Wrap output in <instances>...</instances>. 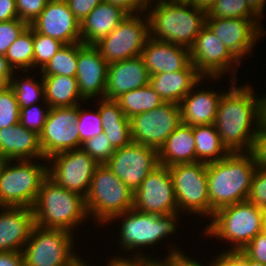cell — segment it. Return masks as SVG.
<instances>
[{"label": "cell", "instance_id": "6da1fadb", "mask_svg": "<svg viewBox=\"0 0 266 266\" xmlns=\"http://www.w3.org/2000/svg\"><path fill=\"white\" fill-rule=\"evenodd\" d=\"M230 82L219 101L214 125L230 153L251 152L259 127V99L250 84Z\"/></svg>", "mask_w": 266, "mask_h": 266}, {"label": "cell", "instance_id": "7a4b0ae2", "mask_svg": "<svg viewBox=\"0 0 266 266\" xmlns=\"http://www.w3.org/2000/svg\"><path fill=\"white\" fill-rule=\"evenodd\" d=\"M146 12L152 39L189 49L205 26L207 15L186 0H150Z\"/></svg>", "mask_w": 266, "mask_h": 266}, {"label": "cell", "instance_id": "3957f363", "mask_svg": "<svg viewBox=\"0 0 266 266\" xmlns=\"http://www.w3.org/2000/svg\"><path fill=\"white\" fill-rule=\"evenodd\" d=\"M256 169L252 152L229 153L207 164L211 217L218 209L247 200Z\"/></svg>", "mask_w": 266, "mask_h": 266}, {"label": "cell", "instance_id": "277c9868", "mask_svg": "<svg viewBox=\"0 0 266 266\" xmlns=\"http://www.w3.org/2000/svg\"><path fill=\"white\" fill-rule=\"evenodd\" d=\"M32 209L35 225L46 229L74 232L89 219L85 197L66 190L48 176L41 183Z\"/></svg>", "mask_w": 266, "mask_h": 266}, {"label": "cell", "instance_id": "5b68a950", "mask_svg": "<svg viewBox=\"0 0 266 266\" xmlns=\"http://www.w3.org/2000/svg\"><path fill=\"white\" fill-rule=\"evenodd\" d=\"M265 219V210L245 200L215 211L203 234L225 240L230 251H238L263 232Z\"/></svg>", "mask_w": 266, "mask_h": 266}, {"label": "cell", "instance_id": "8992f818", "mask_svg": "<svg viewBox=\"0 0 266 266\" xmlns=\"http://www.w3.org/2000/svg\"><path fill=\"white\" fill-rule=\"evenodd\" d=\"M179 214V215H178ZM180 213H171L167 215H156L145 212H138L135 209H130L122 214L114 216L109 222L122 218V226L120 227V248L132 251V257H148L143 252H139L140 248L156 245L165 237L174 234L177 227V222ZM124 218V219H123ZM139 247V249H138ZM138 251V252H133ZM141 253V254H140Z\"/></svg>", "mask_w": 266, "mask_h": 266}, {"label": "cell", "instance_id": "52a82bcc", "mask_svg": "<svg viewBox=\"0 0 266 266\" xmlns=\"http://www.w3.org/2000/svg\"><path fill=\"white\" fill-rule=\"evenodd\" d=\"M133 192L107 167L99 164L85 197L89 216L100 225L133 208Z\"/></svg>", "mask_w": 266, "mask_h": 266}, {"label": "cell", "instance_id": "ba28073f", "mask_svg": "<svg viewBox=\"0 0 266 266\" xmlns=\"http://www.w3.org/2000/svg\"><path fill=\"white\" fill-rule=\"evenodd\" d=\"M32 161L7 160L0 177L1 207H33L48 165L47 160L44 164Z\"/></svg>", "mask_w": 266, "mask_h": 266}, {"label": "cell", "instance_id": "9c48e42d", "mask_svg": "<svg viewBox=\"0 0 266 266\" xmlns=\"http://www.w3.org/2000/svg\"><path fill=\"white\" fill-rule=\"evenodd\" d=\"M74 232L35 225L22 250L26 266H70L79 257L74 251Z\"/></svg>", "mask_w": 266, "mask_h": 266}, {"label": "cell", "instance_id": "30bf717a", "mask_svg": "<svg viewBox=\"0 0 266 266\" xmlns=\"http://www.w3.org/2000/svg\"><path fill=\"white\" fill-rule=\"evenodd\" d=\"M172 177L178 213L211 217L207 183V164L203 162L174 164L168 167Z\"/></svg>", "mask_w": 266, "mask_h": 266}, {"label": "cell", "instance_id": "8fae6325", "mask_svg": "<svg viewBox=\"0 0 266 266\" xmlns=\"http://www.w3.org/2000/svg\"><path fill=\"white\" fill-rule=\"evenodd\" d=\"M144 14H128L112 32L94 44L108 64L141 56L150 37L149 18Z\"/></svg>", "mask_w": 266, "mask_h": 266}, {"label": "cell", "instance_id": "7c38bea8", "mask_svg": "<svg viewBox=\"0 0 266 266\" xmlns=\"http://www.w3.org/2000/svg\"><path fill=\"white\" fill-rule=\"evenodd\" d=\"M190 60L203 78L219 80L222 75L229 72L233 74L231 80L236 82L238 79L236 72L241 62L206 25L201 29L190 48Z\"/></svg>", "mask_w": 266, "mask_h": 266}, {"label": "cell", "instance_id": "4fadbf2b", "mask_svg": "<svg viewBox=\"0 0 266 266\" xmlns=\"http://www.w3.org/2000/svg\"><path fill=\"white\" fill-rule=\"evenodd\" d=\"M47 176L68 191L86 197L99 165L82 149L63 151L47 159ZM51 165V166H50Z\"/></svg>", "mask_w": 266, "mask_h": 266}, {"label": "cell", "instance_id": "5bb4252c", "mask_svg": "<svg viewBox=\"0 0 266 266\" xmlns=\"http://www.w3.org/2000/svg\"><path fill=\"white\" fill-rule=\"evenodd\" d=\"M182 123L180 106L164 102L157 108L130 118L132 142L159 149L167 137Z\"/></svg>", "mask_w": 266, "mask_h": 266}, {"label": "cell", "instance_id": "9a60e30c", "mask_svg": "<svg viewBox=\"0 0 266 266\" xmlns=\"http://www.w3.org/2000/svg\"><path fill=\"white\" fill-rule=\"evenodd\" d=\"M77 117L78 105L50 109L39 134L40 146L45 159L63 151L81 149Z\"/></svg>", "mask_w": 266, "mask_h": 266}, {"label": "cell", "instance_id": "2e32d148", "mask_svg": "<svg viewBox=\"0 0 266 266\" xmlns=\"http://www.w3.org/2000/svg\"><path fill=\"white\" fill-rule=\"evenodd\" d=\"M107 167L133 192L158 165V151L154 148L131 142L118 148L105 163Z\"/></svg>", "mask_w": 266, "mask_h": 266}, {"label": "cell", "instance_id": "e0dca14e", "mask_svg": "<svg viewBox=\"0 0 266 266\" xmlns=\"http://www.w3.org/2000/svg\"><path fill=\"white\" fill-rule=\"evenodd\" d=\"M133 209L156 215L178 213L171 174L167 166L158 165L134 193Z\"/></svg>", "mask_w": 266, "mask_h": 266}, {"label": "cell", "instance_id": "ac0fdd59", "mask_svg": "<svg viewBox=\"0 0 266 266\" xmlns=\"http://www.w3.org/2000/svg\"><path fill=\"white\" fill-rule=\"evenodd\" d=\"M260 18L206 17L205 25L217 36L226 48L241 62L265 35Z\"/></svg>", "mask_w": 266, "mask_h": 266}, {"label": "cell", "instance_id": "d6986e66", "mask_svg": "<svg viewBox=\"0 0 266 266\" xmlns=\"http://www.w3.org/2000/svg\"><path fill=\"white\" fill-rule=\"evenodd\" d=\"M30 26L38 33L58 39L64 44L81 42V23L65 0L48 1Z\"/></svg>", "mask_w": 266, "mask_h": 266}, {"label": "cell", "instance_id": "ffe728a7", "mask_svg": "<svg viewBox=\"0 0 266 266\" xmlns=\"http://www.w3.org/2000/svg\"><path fill=\"white\" fill-rule=\"evenodd\" d=\"M108 63L94 45L78 42L76 79L81 96L87 101L105 98ZM100 95V96H99Z\"/></svg>", "mask_w": 266, "mask_h": 266}, {"label": "cell", "instance_id": "44dd1931", "mask_svg": "<svg viewBox=\"0 0 266 266\" xmlns=\"http://www.w3.org/2000/svg\"><path fill=\"white\" fill-rule=\"evenodd\" d=\"M34 226L32 208L0 206V252H22Z\"/></svg>", "mask_w": 266, "mask_h": 266}, {"label": "cell", "instance_id": "7402d4cb", "mask_svg": "<svg viewBox=\"0 0 266 266\" xmlns=\"http://www.w3.org/2000/svg\"><path fill=\"white\" fill-rule=\"evenodd\" d=\"M141 57L150 75L185 69L190 63V49L151 37L145 43Z\"/></svg>", "mask_w": 266, "mask_h": 266}, {"label": "cell", "instance_id": "603a6c76", "mask_svg": "<svg viewBox=\"0 0 266 266\" xmlns=\"http://www.w3.org/2000/svg\"><path fill=\"white\" fill-rule=\"evenodd\" d=\"M149 81L150 74L141 56L109 63L105 98L116 99L149 84Z\"/></svg>", "mask_w": 266, "mask_h": 266}, {"label": "cell", "instance_id": "cb8c5ba5", "mask_svg": "<svg viewBox=\"0 0 266 266\" xmlns=\"http://www.w3.org/2000/svg\"><path fill=\"white\" fill-rule=\"evenodd\" d=\"M203 79L208 80V78H202L179 103L184 125L197 126L215 123L218 104L225 92L217 91L216 93L210 88L199 90L196 87L199 83L202 84Z\"/></svg>", "mask_w": 266, "mask_h": 266}, {"label": "cell", "instance_id": "d4e9b609", "mask_svg": "<svg viewBox=\"0 0 266 266\" xmlns=\"http://www.w3.org/2000/svg\"><path fill=\"white\" fill-rule=\"evenodd\" d=\"M0 156L7 160H47L43 156L39 135L20 123L0 129Z\"/></svg>", "mask_w": 266, "mask_h": 266}, {"label": "cell", "instance_id": "484cf974", "mask_svg": "<svg viewBox=\"0 0 266 266\" xmlns=\"http://www.w3.org/2000/svg\"><path fill=\"white\" fill-rule=\"evenodd\" d=\"M127 15L119 6L102 1L81 22V42L94 45L112 32Z\"/></svg>", "mask_w": 266, "mask_h": 266}, {"label": "cell", "instance_id": "4316f807", "mask_svg": "<svg viewBox=\"0 0 266 266\" xmlns=\"http://www.w3.org/2000/svg\"><path fill=\"white\" fill-rule=\"evenodd\" d=\"M202 78L190 63L179 71L150 75L149 84L164 102L179 104Z\"/></svg>", "mask_w": 266, "mask_h": 266}, {"label": "cell", "instance_id": "83f0119b", "mask_svg": "<svg viewBox=\"0 0 266 266\" xmlns=\"http://www.w3.org/2000/svg\"><path fill=\"white\" fill-rule=\"evenodd\" d=\"M195 138L193 126L181 123L166 139L158 151L160 165L171 166L195 162Z\"/></svg>", "mask_w": 266, "mask_h": 266}, {"label": "cell", "instance_id": "f1b7e54d", "mask_svg": "<svg viewBox=\"0 0 266 266\" xmlns=\"http://www.w3.org/2000/svg\"><path fill=\"white\" fill-rule=\"evenodd\" d=\"M98 111L103 132L115 149L132 142L130 119L126 117L115 99L100 98Z\"/></svg>", "mask_w": 266, "mask_h": 266}, {"label": "cell", "instance_id": "f546056e", "mask_svg": "<svg viewBox=\"0 0 266 266\" xmlns=\"http://www.w3.org/2000/svg\"><path fill=\"white\" fill-rule=\"evenodd\" d=\"M45 102L50 108L77 106L86 101L80 94L76 77L42 76Z\"/></svg>", "mask_w": 266, "mask_h": 266}, {"label": "cell", "instance_id": "4dcf8cb0", "mask_svg": "<svg viewBox=\"0 0 266 266\" xmlns=\"http://www.w3.org/2000/svg\"><path fill=\"white\" fill-rule=\"evenodd\" d=\"M195 162L212 163L225 158L230 152L222 144L214 124L193 126Z\"/></svg>", "mask_w": 266, "mask_h": 266}, {"label": "cell", "instance_id": "1f68e13d", "mask_svg": "<svg viewBox=\"0 0 266 266\" xmlns=\"http://www.w3.org/2000/svg\"><path fill=\"white\" fill-rule=\"evenodd\" d=\"M115 100L129 119L143 112L153 110L164 103L163 99L150 84L123 93Z\"/></svg>", "mask_w": 266, "mask_h": 266}, {"label": "cell", "instance_id": "d6a6232c", "mask_svg": "<svg viewBox=\"0 0 266 266\" xmlns=\"http://www.w3.org/2000/svg\"><path fill=\"white\" fill-rule=\"evenodd\" d=\"M34 38L33 28L29 25L22 34L10 45L5 58L10 67L16 72L21 70L24 74L33 69Z\"/></svg>", "mask_w": 266, "mask_h": 266}, {"label": "cell", "instance_id": "836d02e7", "mask_svg": "<svg viewBox=\"0 0 266 266\" xmlns=\"http://www.w3.org/2000/svg\"><path fill=\"white\" fill-rule=\"evenodd\" d=\"M78 63V43L65 44L40 70L41 76L75 77Z\"/></svg>", "mask_w": 266, "mask_h": 266}, {"label": "cell", "instance_id": "e575fe53", "mask_svg": "<svg viewBox=\"0 0 266 266\" xmlns=\"http://www.w3.org/2000/svg\"><path fill=\"white\" fill-rule=\"evenodd\" d=\"M17 72H14L11 78L10 86L12 87L16 100L19 104V108H27L31 105L39 103L41 100L45 101L44 83L42 77L40 82L33 80L32 76L26 74V78L19 79L14 77ZM29 77V78H28ZM18 79V80H17ZM40 100V101H39Z\"/></svg>", "mask_w": 266, "mask_h": 266}, {"label": "cell", "instance_id": "d590c367", "mask_svg": "<svg viewBox=\"0 0 266 266\" xmlns=\"http://www.w3.org/2000/svg\"><path fill=\"white\" fill-rule=\"evenodd\" d=\"M206 14L216 18H260L246 0H216Z\"/></svg>", "mask_w": 266, "mask_h": 266}, {"label": "cell", "instance_id": "8d00e7d4", "mask_svg": "<svg viewBox=\"0 0 266 266\" xmlns=\"http://www.w3.org/2000/svg\"><path fill=\"white\" fill-rule=\"evenodd\" d=\"M34 56L33 69L41 70L65 44L60 40L42 35L33 29Z\"/></svg>", "mask_w": 266, "mask_h": 266}, {"label": "cell", "instance_id": "74e56055", "mask_svg": "<svg viewBox=\"0 0 266 266\" xmlns=\"http://www.w3.org/2000/svg\"><path fill=\"white\" fill-rule=\"evenodd\" d=\"M20 108L10 85L0 88V129L19 123Z\"/></svg>", "mask_w": 266, "mask_h": 266}, {"label": "cell", "instance_id": "f35d334b", "mask_svg": "<svg viewBox=\"0 0 266 266\" xmlns=\"http://www.w3.org/2000/svg\"><path fill=\"white\" fill-rule=\"evenodd\" d=\"M78 105L77 127L79 129L80 142L94 138L103 132L102 120L98 111L86 110Z\"/></svg>", "mask_w": 266, "mask_h": 266}, {"label": "cell", "instance_id": "ab89813d", "mask_svg": "<svg viewBox=\"0 0 266 266\" xmlns=\"http://www.w3.org/2000/svg\"><path fill=\"white\" fill-rule=\"evenodd\" d=\"M41 103L42 104H34L27 108L20 109L19 116V123L26 129L34 131L38 135L41 133L51 109L45 101H42ZM42 105H44V108Z\"/></svg>", "mask_w": 266, "mask_h": 266}, {"label": "cell", "instance_id": "60d3db41", "mask_svg": "<svg viewBox=\"0 0 266 266\" xmlns=\"http://www.w3.org/2000/svg\"><path fill=\"white\" fill-rule=\"evenodd\" d=\"M81 149L98 164H105L116 150L104 132L86 140L82 143Z\"/></svg>", "mask_w": 266, "mask_h": 266}, {"label": "cell", "instance_id": "b9f144b4", "mask_svg": "<svg viewBox=\"0 0 266 266\" xmlns=\"http://www.w3.org/2000/svg\"><path fill=\"white\" fill-rule=\"evenodd\" d=\"M29 25L18 19L0 22V55L6 54L10 45Z\"/></svg>", "mask_w": 266, "mask_h": 266}, {"label": "cell", "instance_id": "7bdbcfd3", "mask_svg": "<svg viewBox=\"0 0 266 266\" xmlns=\"http://www.w3.org/2000/svg\"><path fill=\"white\" fill-rule=\"evenodd\" d=\"M247 200L266 211V170L257 167Z\"/></svg>", "mask_w": 266, "mask_h": 266}, {"label": "cell", "instance_id": "ee69618b", "mask_svg": "<svg viewBox=\"0 0 266 266\" xmlns=\"http://www.w3.org/2000/svg\"><path fill=\"white\" fill-rule=\"evenodd\" d=\"M48 0H16V9L20 20L28 25L40 15Z\"/></svg>", "mask_w": 266, "mask_h": 266}, {"label": "cell", "instance_id": "f6af8a7d", "mask_svg": "<svg viewBox=\"0 0 266 266\" xmlns=\"http://www.w3.org/2000/svg\"><path fill=\"white\" fill-rule=\"evenodd\" d=\"M241 251L252 260L266 264V234H257Z\"/></svg>", "mask_w": 266, "mask_h": 266}, {"label": "cell", "instance_id": "bcb514c9", "mask_svg": "<svg viewBox=\"0 0 266 266\" xmlns=\"http://www.w3.org/2000/svg\"><path fill=\"white\" fill-rule=\"evenodd\" d=\"M177 247L178 246L175 248V245L173 247H169L170 252H168L167 256L161 260V263H163L165 266H205L203 262H198L197 260H193V258L186 256L184 254L185 252L180 251V249ZM207 266H212V262L210 261L209 265Z\"/></svg>", "mask_w": 266, "mask_h": 266}, {"label": "cell", "instance_id": "7dc6e473", "mask_svg": "<svg viewBox=\"0 0 266 266\" xmlns=\"http://www.w3.org/2000/svg\"><path fill=\"white\" fill-rule=\"evenodd\" d=\"M251 152L257 167L266 170V126L259 124Z\"/></svg>", "mask_w": 266, "mask_h": 266}, {"label": "cell", "instance_id": "c3c4849f", "mask_svg": "<svg viewBox=\"0 0 266 266\" xmlns=\"http://www.w3.org/2000/svg\"><path fill=\"white\" fill-rule=\"evenodd\" d=\"M70 11L81 23L89 13L98 6L103 0H65Z\"/></svg>", "mask_w": 266, "mask_h": 266}, {"label": "cell", "instance_id": "681fc988", "mask_svg": "<svg viewBox=\"0 0 266 266\" xmlns=\"http://www.w3.org/2000/svg\"><path fill=\"white\" fill-rule=\"evenodd\" d=\"M212 266H245V254L241 250H223L212 260Z\"/></svg>", "mask_w": 266, "mask_h": 266}, {"label": "cell", "instance_id": "f907efd6", "mask_svg": "<svg viewBox=\"0 0 266 266\" xmlns=\"http://www.w3.org/2000/svg\"><path fill=\"white\" fill-rule=\"evenodd\" d=\"M118 256L109 259V263L107 266H156L157 263H161V260L153 258L150 259L148 257H130Z\"/></svg>", "mask_w": 266, "mask_h": 266}, {"label": "cell", "instance_id": "816d5d0a", "mask_svg": "<svg viewBox=\"0 0 266 266\" xmlns=\"http://www.w3.org/2000/svg\"><path fill=\"white\" fill-rule=\"evenodd\" d=\"M119 6L128 14L144 13L147 10L150 0H103Z\"/></svg>", "mask_w": 266, "mask_h": 266}, {"label": "cell", "instance_id": "f5cc1de1", "mask_svg": "<svg viewBox=\"0 0 266 266\" xmlns=\"http://www.w3.org/2000/svg\"><path fill=\"white\" fill-rule=\"evenodd\" d=\"M18 18L16 0H0V22Z\"/></svg>", "mask_w": 266, "mask_h": 266}, {"label": "cell", "instance_id": "db71d44e", "mask_svg": "<svg viewBox=\"0 0 266 266\" xmlns=\"http://www.w3.org/2000/svg\"><path fill=\"white\" fill-rule=\"evenodd\" d=\"M0 266H26L22 252H0Z\"/></svg>", "mask_w": 266, "mask_h": 266}, {"label": "cell", "instance_id": "11a10c76", "mask_svg": "<svg viewBox=\"0 0 266 266\" xmlns=\"http://www.w3.org/2000/svg\"><path fill=\"white\" fill-rule=\"evenodd\" d=\"M14 70L8 64L4 55H0V88L8 86L11 82Z\"/></svg>", "mask_w": 266, "mask_h": 266}, {"label": "cell", "instance_id": "9f6ffc18", "mask_svg": "<svg viewBox=\"0 0 266 266\" xmlns=\"http://www.w3.org/2000/svg\"><path fill=\"white\" fill-rule=\"evenodd\" d=\"M248 6L261 18L266 5V0H246Z\"/></svg>", "mask_w": 266, "mask_h": 266}, {"label": "cell", "instance_id": "6f0895ef", "mask_svg": "<svg viewBox=\"0 0 266 266\" xmlns=\"http://www.w3.org/2000/svg\"><path fill=\"white\" fill-rule=\"evenodd\" d=\"M259 124L266 126V95L259 97Z\"/></svg>", "mask_w": 266, "mask_h": 266}, {"label": "cell", "instance_id": "680465c9", "mask_svg": "<svg viewBox=\"0 0 266 266\" xmlns=\"http://www.w3.org/2000/svg\"><path fill=\"white\" fill-rule=\"evenodd\" d=\"M189 4L195 6L196 8L203 9L206 12L211 8V6L216 2V0H186Z\"/></svg>", "mask_w": 266, "mask_h": 266}, {"label": "cell", "instance_id": "91938a15", "mask_svg": "<svg viewBox=\"0 0 266 266\" xmlns=\"http://www.w3.org/2000/svg\"><path fill=\"white\" fill-rule=\"evenodd\" d=\"M245 266H266V264H262L261 262L254 261L245 255Z\"/></svg>", "mask_w": 266, "mask_h": 266}, {"label": "cell", "instance_id": "94428289", "mask_svg": "<svg viewBox=\"0 0 266 266\" xmlns=\"http://www.w3.org/2000/svg\"><path fill=\"white\" fill-rule=\"evenodd\" d=\"M81 258H82V257H79V258L75 261V266H90V264L87 265V262H83V261H85V260H82Z\"/></svg>", "mask_w": 266, "mask_h": 266}, {"label": "cell", "instance_id": "6125c7cd", "mask_svg": "<svg viewBox=\"0 0 266 266\" xmlns=\"http://www.w3.org/2000/svg\"><path fill=\"white\" fill-rule=\"evenodd\" d=\"M6 162H7V159H5L4 157L0 156V177H1V173L3 171V168H4L5 164H6Z\"/></svg>", "mask_w": 266, "mask_h": 266}, {"label": "cell", "instance_id": "be15d7a7", "mask_svg": "<svg viewBox=\"0 0 266 266\" xmlns=\"http://www.w3.org/2000/svg\"><path fill=\"white\" fill-rule=\"evenodd\" d=\"M263 232L266 234V219H265V222H264Z\"/></svg>", "mask_w": 266, "mask_h": 266}]
</instances>
